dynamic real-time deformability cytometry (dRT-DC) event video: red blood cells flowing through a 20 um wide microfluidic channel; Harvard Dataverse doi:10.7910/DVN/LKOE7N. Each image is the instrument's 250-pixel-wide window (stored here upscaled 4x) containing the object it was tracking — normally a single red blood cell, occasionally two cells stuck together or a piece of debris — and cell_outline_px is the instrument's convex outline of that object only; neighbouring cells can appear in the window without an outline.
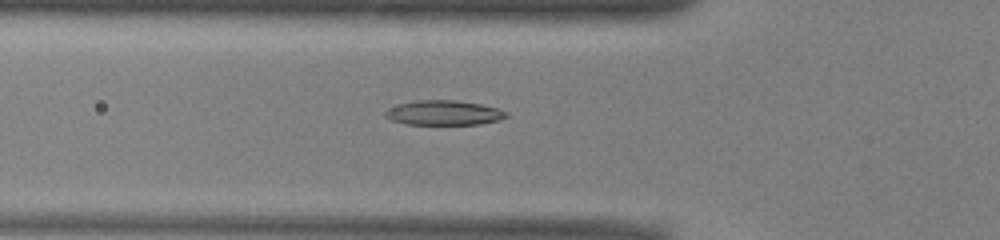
{"species": "common noctule bat (a hibernating species)", "species_latin": "Nyctalus noctula", "temperature_condition": "warm", "stored_images_in_passage": 40, "camera_frame_rate_fps": 3000, "um_per_image_px": 0.085, "animal": {"sex": "male", "body_mass_g": 13.0, "forearm_length_mm": 53.1}, "frame": {"image": 1, "passage_image": 6, "time_ms": 1.667, "image_size_px": [1000, 240], "cell_outline_px": [[508, 116], [496, 120], [480, 124], [408, 124], [392, 120], [384, 116], [384, 112], [388, 108], [400, 104], [416, 100], [456, 100], [480, 104], [496, 108], [508, 112]], "centroid_in_image_um": [37.7, 9.58], "position_along_channel_um": 88.1, "area_um2": 17.22}}
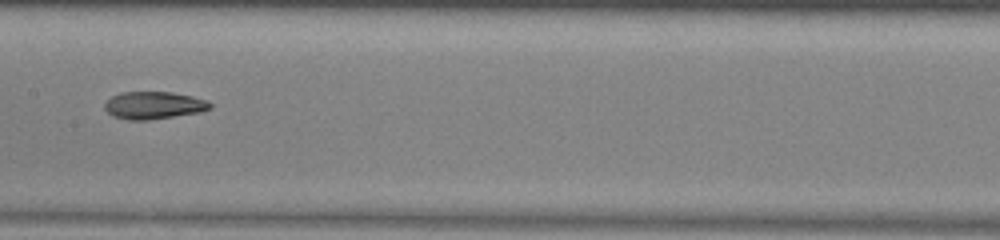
{"frame": {"image": 2, "passage_image": 14, "time_ms": 4.333, "image_size_px": [1000, 240], "cell_outline_px": [[212, 108], [200, 112], [148, 120], [128, 120], [112, 116], [104, 108], [104, 104], [112, 96], [120, 92], [172, 92], [192, 96], [208, 100], [212, 104]], "centroid_in_image_um": [13.08, 8.95], "position_along_channel_um": 194.3, "area_um2": 16.94}}
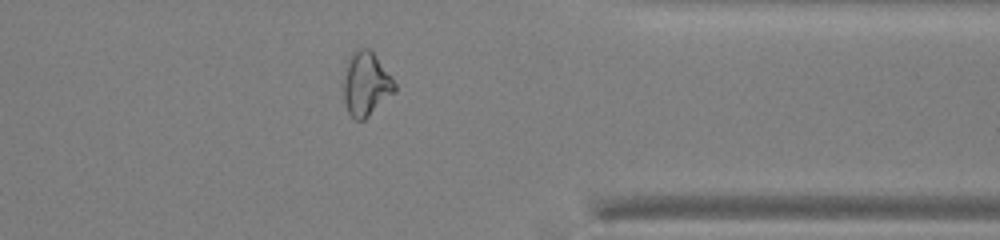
{"frame": {"image": 3, "passage_image": 29, "time_ms": 9.333, "image_size_px": [1000, 240], "cell_outline_px": [[396, 92], [364, 120], [356, 120], [348, 112], [344, 100], [344, 76], [348, 56], [356, 48], [372, 48], [392, 76], [396, 84]], "centroid_in_image_um": [31.14, 7.09], "position_along_channel_um": 380.3, "area_um2": 19.48}, "authors_computed_cell_mechanics": {"area_um2": 17.4267, "velocity_mm_per_s": 3.9726, "shape_relaxation_time_tau1_ms": 7.0796, "shape_relaxation_time_tau2_ms": 3.8185, "deformation_change_tau1": 0.1987, "deformation_change_tau2": 0.1095}}